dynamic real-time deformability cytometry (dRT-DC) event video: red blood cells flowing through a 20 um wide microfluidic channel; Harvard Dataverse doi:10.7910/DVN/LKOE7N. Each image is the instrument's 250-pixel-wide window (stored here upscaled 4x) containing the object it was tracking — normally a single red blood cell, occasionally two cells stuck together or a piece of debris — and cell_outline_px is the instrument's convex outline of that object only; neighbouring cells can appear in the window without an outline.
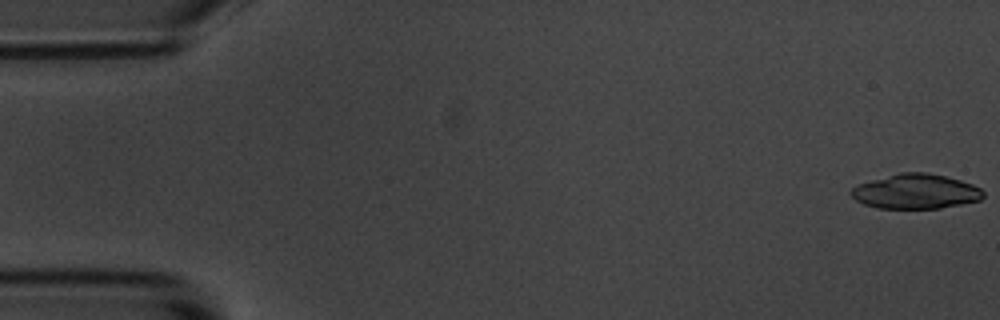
{"species": "common noctule bat (a hibernating species)", "species_latin": "Nyctalus noctula", "temperature_condition": "room temperature", "stored_images_in_passage": 36, "camera_frame_rate_fps": 3000, "um_per_image_px": 0.085, "animal": {"sex": "male", "body_mass_g": 20.1, "forearm_length_mm": 53.5}, "frame": {"image": 1, "passage_image": 1, "time_ms": 0.0, "image_size_px": [1000, 320], "cell_outline_px": [[984, 196], [980, 200], [940, 208], [876, 208], [864, 204], [856, 200], [848, 192], [856, 184], [900, 172], [928, 172], [960, 180], [972, 184], [980, 188], [984, 192]], "centroid_in_image_um": [77.81, 16.27], "position_along_channel_um": 7.2, "area_um2": 26.76}}